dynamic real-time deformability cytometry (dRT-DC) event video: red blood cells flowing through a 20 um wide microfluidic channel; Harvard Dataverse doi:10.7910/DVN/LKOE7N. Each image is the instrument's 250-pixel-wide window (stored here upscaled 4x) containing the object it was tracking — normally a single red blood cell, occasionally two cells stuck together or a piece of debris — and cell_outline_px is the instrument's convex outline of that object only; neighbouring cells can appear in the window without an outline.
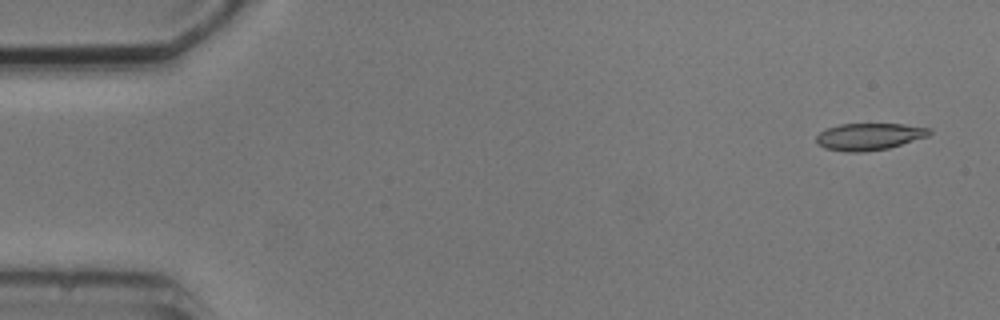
{"species": "common noctule bat (a hibernating species)", "species_latin": "Nyctalus noctula", "temperature_condition": "cold", "stored_images_in_passage": 4, "camera_frame_rate_fps": 3000, "um_per_image_px": 0.085, "animal": {"sex": "male", "body_mass_g": 20.5, "forearm_length_mm": 52.5}, "frame": {"image": 1, "passage_image": 1, "time_ms": 0.0, "image_size_px": [1000, 320], "cell_outline_px": [[932, 132], [928, 136], [888, 148], [860, 152], [848, 152], [824, 148], [816, 144], [816, 136], [820, 132], [828, 128], [840, 124], [904, 124], [932, 128]], "centroid_in_image_um": [73.88, 11.6], "position_along_channel_um": 11.1, "area_um2": 17.74}}